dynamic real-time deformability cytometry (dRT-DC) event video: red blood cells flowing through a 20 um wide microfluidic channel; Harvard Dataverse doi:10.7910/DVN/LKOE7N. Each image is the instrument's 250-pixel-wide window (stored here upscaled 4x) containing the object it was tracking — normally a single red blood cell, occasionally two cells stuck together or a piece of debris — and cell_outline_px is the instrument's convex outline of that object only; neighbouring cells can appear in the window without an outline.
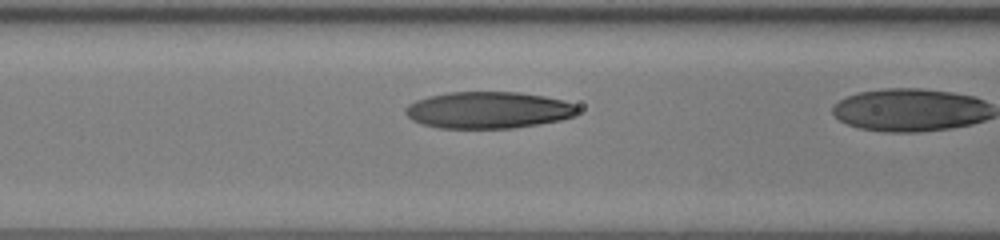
{"species": "human", "species_latin": "Homo sapiens", "temperature_condition": "room temperature", "stored_images_in_passage": 13, "camera_frame_rate_fps": 3000, "um_per_image_px": 0.085, "donor": {"sex": "female"}, "frame": {"image": 1, "passage_image": 11, "time_ms": 3.333, "image_size_px": [1000, 240], "cell_outline_px": [[580, 108], [576, 116], [560, 120], [540, 124], [512, 128], [440, 128], [420, 124], [412, 120], [404, 112], [404, 108], [408, 104], [416, 100], [428, 96], [448, 92], [520, 92], [544, 96], [564, 100]], "centroid_in_image_um": [41.5, 9.36], "position_along_channel_um": 125.1, "area_um2": 37.17}}